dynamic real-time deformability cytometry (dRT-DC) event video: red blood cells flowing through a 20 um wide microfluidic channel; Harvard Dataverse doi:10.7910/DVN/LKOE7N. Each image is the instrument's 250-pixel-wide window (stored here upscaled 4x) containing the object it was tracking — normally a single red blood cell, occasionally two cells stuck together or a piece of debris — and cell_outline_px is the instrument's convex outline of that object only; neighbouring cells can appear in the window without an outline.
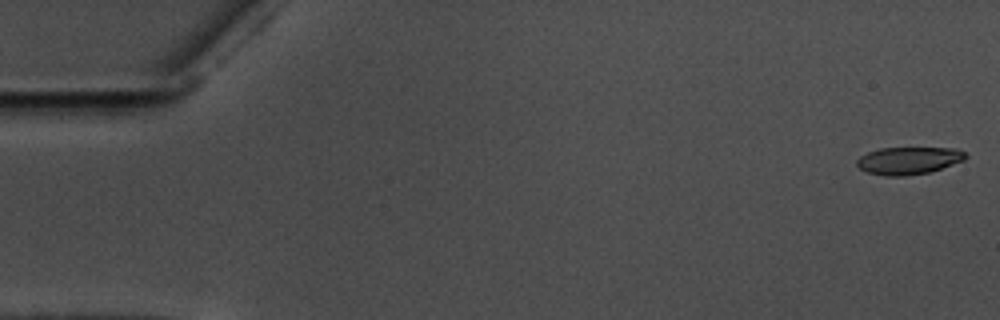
{"species": "common noctule bat (a hibernating species)", "species_latin": "Nyctalus noctula", "temperature_condition": "warm", "stored_images_in_passage": 57, "camera_frame_rate_fps": 3000, "um_per_image_px": 0.085, "animal": {"sex": "male", "body_mass_g": 17.5, "forearm_length_mm": 52.3}, "frame": {"image": 1, "passage_image": 1, "time_ms": 0.0, "image_size_px": [1000, 320], "cell_outline_px": [[968, 156], [964, 160], [928, 172], [904, 176], [884, 176], [868, 172], [860, 168], [856, 164], [856, 160], [860, 156], [868, 152], [880, 148], [956, 148], [964, 152]], "centroid_in_image_um": [77.21, 13.64], "position_along_channel_um": 7.8, "area_um2": 17.22}}
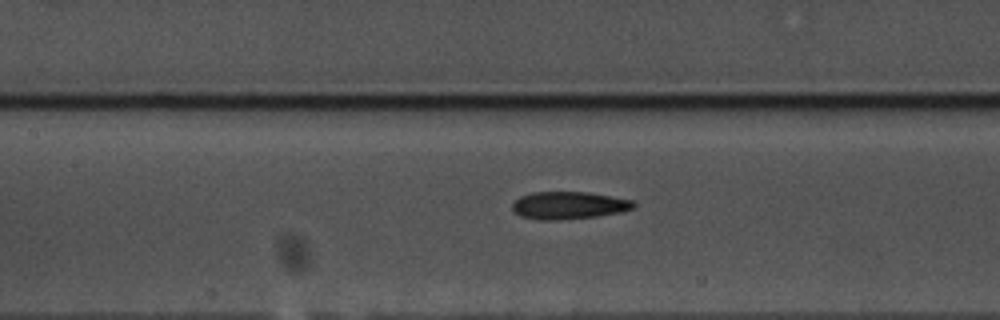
{"frame": {"image": 2, "passage_image": 26, "time_ms": 8.333, "image_size_px": [1000, 320], "cell_outline_px": [[636, 208], [620, 212], [596, 216], [560, 220], [536, 220], [520, 216], [512, 208], [512, 204], [520, 196], [532, 192], [588, 192], [632, 200], [636, 204]], "centroid_in_image_um": [48.34, 17.46], "position_along_channel_um": 159.1, "area_um2": 19.48}}
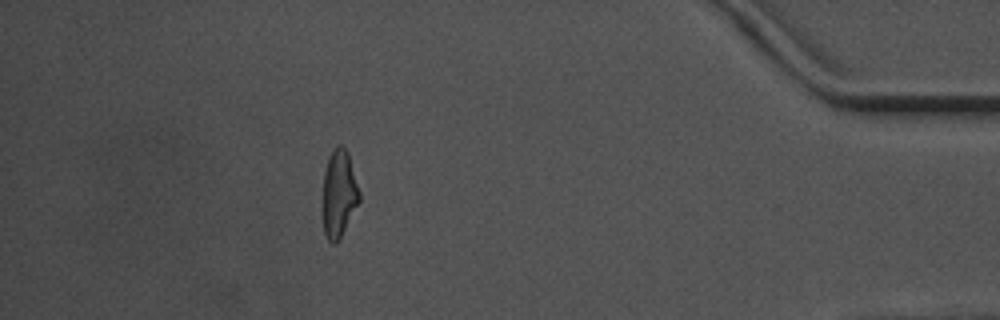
{"frame": {"image": 3, "passage_image": 51, "time_ms": 16.667, "image_size_px": [1000, 320], "cell_outline_px": [[360, 200], [336, 244], [332, 244], [328, 240], [324, 232], [324, 172], [328, 156], [336, 144], [340, 144], [348, 152], [360, 192]], "centroid_in_image_um": [28.82, 16.41], "position_along_channel_um": 406.4, "area_um2": 18.32}, "authors_computed_cell_mechanics": {"area_um2": 18.8428, "velocity_mm_per_s": 3.5826, "shape_relaxation_time_tau1_ms": 6.4176, "shape_relaxation_time_tau2_ms": 3.8077, "deformation_change_tau1": 0.1907, "deformation_change_tau2": 0.133}}